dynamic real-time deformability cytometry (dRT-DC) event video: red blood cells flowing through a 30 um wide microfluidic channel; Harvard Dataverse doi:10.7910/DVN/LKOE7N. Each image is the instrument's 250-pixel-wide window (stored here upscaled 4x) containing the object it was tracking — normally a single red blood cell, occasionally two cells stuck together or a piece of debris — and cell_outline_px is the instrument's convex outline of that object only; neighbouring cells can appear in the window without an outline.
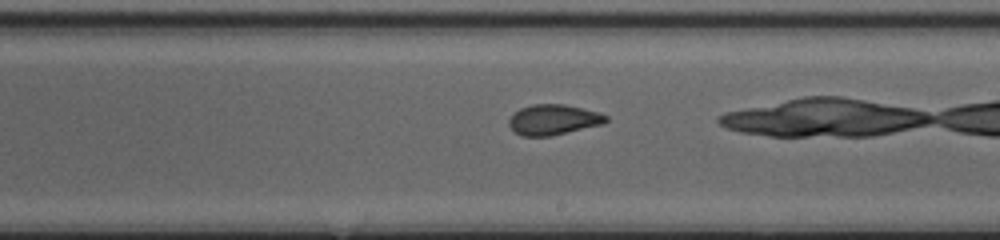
{"species": "common noctule bat (a hibernating species)", "species_latin": "Nyctalus noctula", "temperature_condition": "cold", "stored_images_in_passage": 39, "camera_frame_rate_fps": 3000, "um_per_image_px": 0.085, "animal": {"sex": "female", "body_mass_g": 20.0, "forearm_length_mm": 54.0}, "frame": {"image": 1, "passage_image": 28, "time_ms": 9.0, "image_size_px": [1000, 240], "cell_outline_px": [[608, 120], [604, 124], [552, 136], [520, 136], [508, 124], [508, 120], [520, 108], [532, 104], [564, 104], [600, 112], [608, 116]], "centroid_in_image_um": [47.07, 10.17], "position_along_channel_um": 241.9, "area_um2": 17.28}}